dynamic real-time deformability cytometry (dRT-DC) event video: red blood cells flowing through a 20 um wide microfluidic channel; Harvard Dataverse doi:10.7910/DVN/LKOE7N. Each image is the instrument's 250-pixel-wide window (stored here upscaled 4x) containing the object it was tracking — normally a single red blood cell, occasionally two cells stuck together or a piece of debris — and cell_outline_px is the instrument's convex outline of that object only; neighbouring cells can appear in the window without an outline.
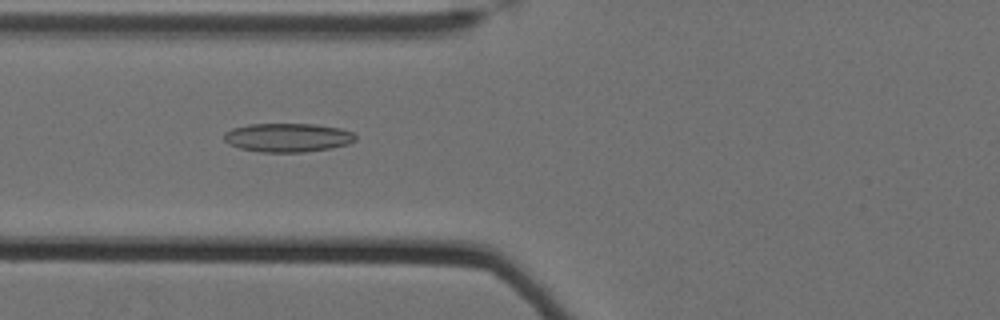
{"species": "Egyptian fruit bat (a non-hibernating species)", "species_latin": "Rousettus aegyptiacus", "temperature_condition": "cold", "stored_images_in_passage": 62, "camera_frame_rate_fps": 3000, "um_per_image_px": 0.085, "animal": {"sex": "female"}, "frame": {"image": 1, "passage_image": 28, "time_ms": 9.0, "image_size_px": [1000, 320], "cell_outline_px": [[356, 140], [348, 144], [328, 148], [304, 152], [260, 152], [240, 148], [228, 144], [224, 140], [224, 132], [232, 128], [248, 124], [316, 124], [340, 128], [352, 132], [356, 136]], "centroid_in_image_um": [24.43, 11.69], "position_along_channel_um": 101.4, "area_um2": 22.08}}
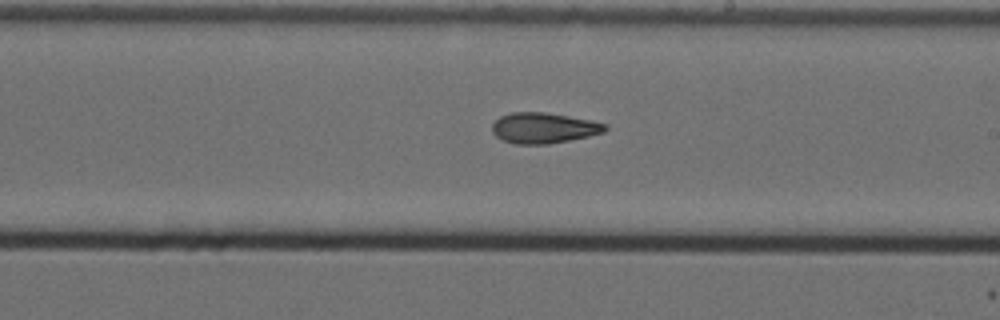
{"frame": {"image": 2, "passage_image": 40, "time_ms": 13.0, "image_size_px": [1000, 320], "cell_outline_px": [[608, 128], [604, 132], [588, 136], [548, 144], [516, 144], [504, 140], [496, 136], [492, 132], [492, 124], [500, 116], [512, 112], [544, 112], [592, 120], [608, 124]], "centroid_in_image_um": [46.22, 10.87], "position_along_channel_um": 242.8, "area_um2": 20.11}}
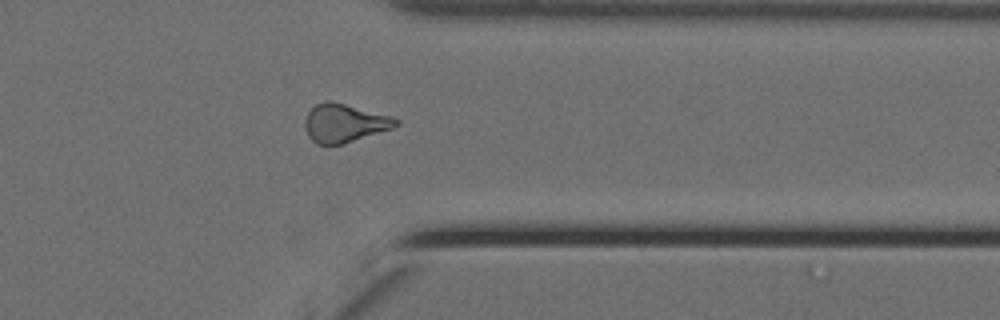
{"frame": {"image": 3, "passage_image": 52, "time_ms": 17.0, "image_size_px": [1000, 320], "cell_outline_px": [[400, 124], [392, 128], [344, 144], [316, 144], [308, 136], [304, 124], [304, 120], [308, 112], [316, 104], [324, 100], [332, 100], [392, 116], [400, 120]], "centroid_in_image_um": [29.28, 10.45], "position_along_channel_um": 382.1, "area_um2": 20.52}, "authors_computed_cell_mechanics": {"area_um2": 20.6635, "velocity_mm_per_s": 3.5101, "shape_relaxation_time_tau1_ms": null, "shape_relaxation_time_tau2_ms": 8.1132, "deformation_change_tau1": null, "deformation_change_tau2": 0.1654}}